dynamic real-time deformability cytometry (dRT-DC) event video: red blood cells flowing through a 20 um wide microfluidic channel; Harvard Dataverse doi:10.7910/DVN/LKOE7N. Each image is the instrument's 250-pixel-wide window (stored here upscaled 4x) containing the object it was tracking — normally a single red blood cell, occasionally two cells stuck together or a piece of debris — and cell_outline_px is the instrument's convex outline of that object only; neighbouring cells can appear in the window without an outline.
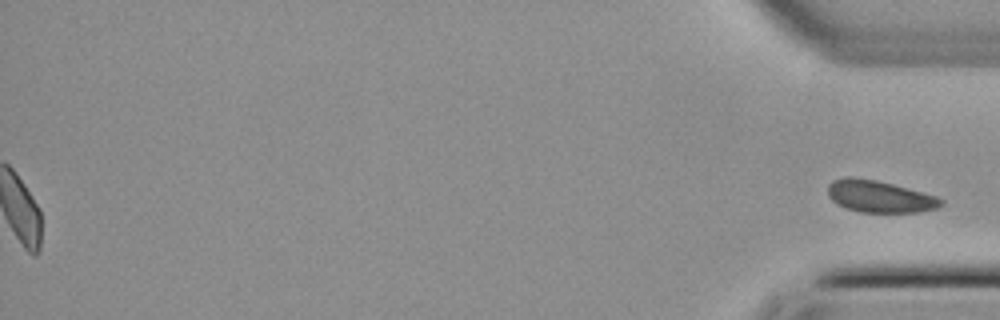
{"species": "common noctule bat (a hibernating species)", "species_latin": "Nyctalus noctula", "temperature_condition": "cold", "stored_images_in_passage": 51, "segment_of_instrument_passage": [2, 2], "camera_frame_rate_fps": 3000, "um_per_image_px": 0.085, "animal": {"sex": "female", "body_mass_g": 22.7, "forearm_length_mm": 54.2}, "frame": {"image": 1, "passage_image": 51, "time_ms": 16.667, "image_size_px": [1000, 320], "cell_outline_px": [[944, 204], [936, 208], [916, 212], [860, 212], [836, 204], [828, 196], [828, 184], [832, 180], [844, 176], [852, 176], [876, 180], [892, 184], [936, 196], [944, 200]], "centroid_in_image_um": [74.72, 16.69], "position_along_channel_um": 360.5, "area_um2": 21.04}}